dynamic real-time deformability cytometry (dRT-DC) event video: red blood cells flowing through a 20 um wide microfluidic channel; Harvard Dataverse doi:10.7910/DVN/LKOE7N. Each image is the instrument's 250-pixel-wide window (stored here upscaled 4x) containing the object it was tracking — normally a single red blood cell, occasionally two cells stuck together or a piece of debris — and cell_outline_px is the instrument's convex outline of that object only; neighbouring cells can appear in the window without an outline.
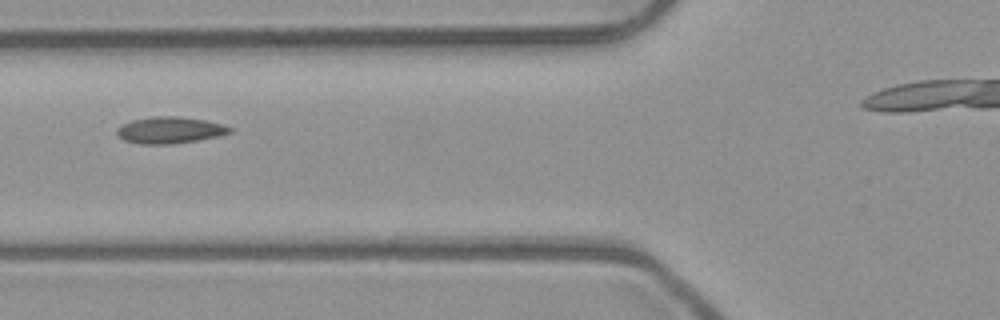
{"species": "common noctule bat (a hibernating species)", "species_latin": "Nyctalus noctula", "temperature_condition": "room temperature", "stored_images_in_passage": 4, "camera_frame_rate_fps": 3000, "um_per_image_px": 0.085, "animal": {"sex": "male", "body_mass_g": 23.1, "forearm_length_mm": 52.7}, "frame": {"image": 1, "passage_image": 2, "time_ms": 0.333, "image_size_px": [1000, 320], "cell_outline_px": [[232, 132], [216, 136], [196, 140], [172, 144], [140, 144], [124, 140], [116, 132], [116, 128], [132, 120], [152, 116], [180, 116], [204, 120], [220, 124], [232, 128]], "centroid_in_image_um": [14.4, 11.05], "position_along_channel_um": 111.4, "area_um2": 17.28}}
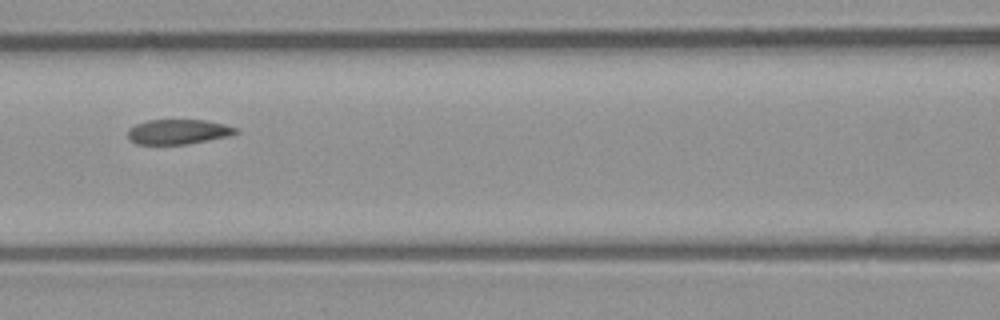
{"frame": {"image": 2, "passage_image": 3, "time_ms": 0.667, "image_size_px": [1000, 320], "cell_outline_px": [[240, 132], [228, 136], [188, 144], [136, 144], [128, 136], [128, 128], [136, 124], [148, 120], [204, 120], [224, 124], [236, 128]], "centroid_in_image_um": [15.14, 11.2], "position_along_channel_um": 151.5, "area_um2": 15.55}}
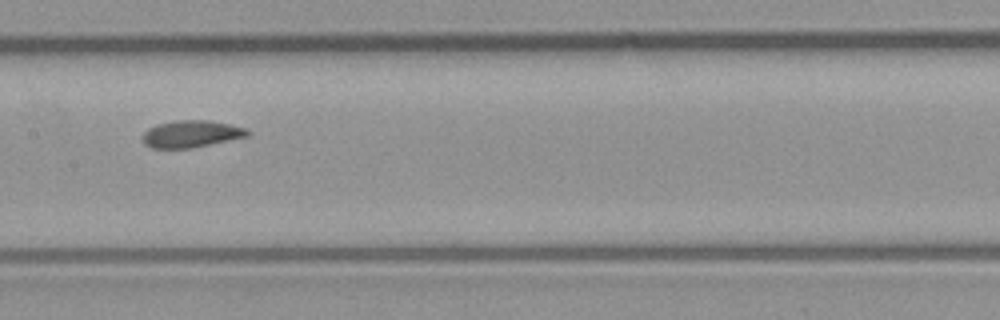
{"frame": {"image": 3, "passage_image": 4, "time_ms": 1.0, "image_size_px": [1000, 320], "cell_outline_px": [[252, 132], [248, 136], [192, 148], [152, 148], [144, 144], [144, 132], [148, 128], [156, 124], [176, 120], [208, 120], [248, 128]], "centroid_in_image_um": [16.28, 11.38], "position_along_channel_um": 191.1, "area_um2": 16.53}}